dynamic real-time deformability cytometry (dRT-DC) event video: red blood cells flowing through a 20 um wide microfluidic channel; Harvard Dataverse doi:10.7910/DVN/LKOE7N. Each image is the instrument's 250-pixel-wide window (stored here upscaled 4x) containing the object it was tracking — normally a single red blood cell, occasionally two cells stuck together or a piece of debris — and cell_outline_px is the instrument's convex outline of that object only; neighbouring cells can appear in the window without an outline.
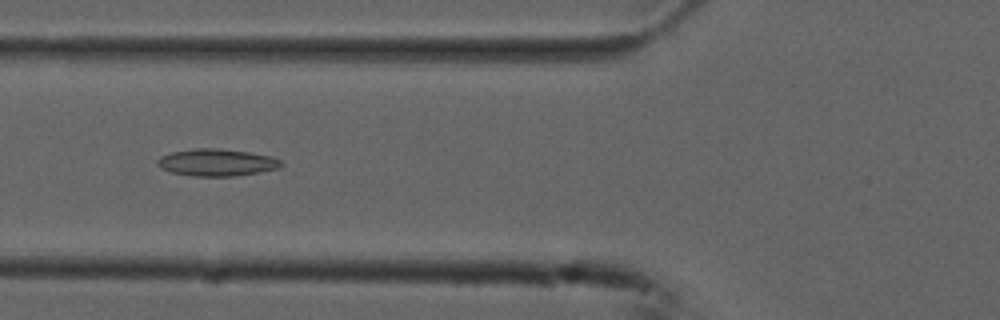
{"species": "common noctule bat (a hibernating species)", "species_latin": "Nyctalus noctula", "temperature_condition": "cold", "stored_images_in_passage": 40, "camera_frame_rate_fps": 3000, "um_per_image_px": 0.085, "animal": {"sex": "male", "forearm_length_mm": 52.5}, "frame": {"image": 1, "passage_image": 6, "time_ms": 1.667, "image_size_px": [1000, 320], "cell_outline_px": [[280, 168], [260, 172], [236, 176], [192, 176], [172, 172], [160, 168], [156, 164], [156, 160], [160, 156], [172, 152], [196, 148], [216, 148], [248, 152], [268, 156], [280, 160]], "centroid_in_image_um": [18.37, 13.81], "position_along_channel_um": 107.4, "area_um2": 19.42}}
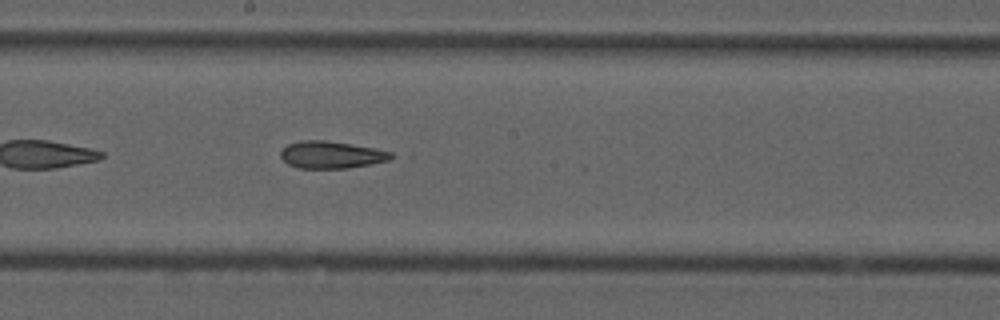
{"frame": {"image": 2, "passage_image": 15, "time_ms": 4.667, "image_size_px": [1000, 320], "cell_outline_px": [[400, 156], [392, 160], [372, 164], [348, 168], [296, 168], [288, 164], [280, 156], [280, 152], [288, 144], [300, 140], [324, 140], [372, 148], [392, 152]], "centroid_in_image_um": [28.22, 13.17], "position_along_channel_um": 220.0, "area_um2": 17.63}}
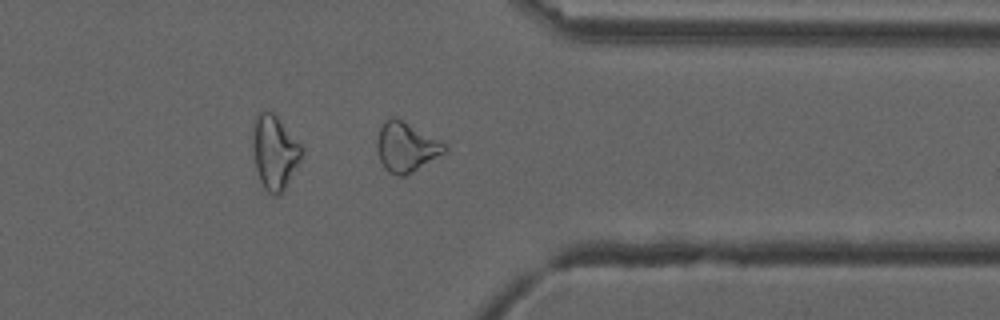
{"frame": {"image": 3, "passage_image": 28, "time_ms": 9.0, "image_size_px": [1000, 320], "cell_outline_px": [[448, 152], [412, 172], [404, 176], [400, 176], [388, 172], [384, 168], [376, 152], [376, 144], [380, 128], [392, 116], [396, 116], [448, 144]], "centroid_in_image_um": [34.56, 12.5], "position_along_channel_um": 376.8, "area_um2": 19.83}, "authors_computed_cell_mechanics": {"area_um2": 18.6694, "velocity_mm_per_s": 3.7506, "shape_relaxation_time_tau1_ms": null, "shape_relaxation_time_tau2_ms": 5.1708, "deformation_change_tau1": null, "deformation_change_tau2": 0.1521}}